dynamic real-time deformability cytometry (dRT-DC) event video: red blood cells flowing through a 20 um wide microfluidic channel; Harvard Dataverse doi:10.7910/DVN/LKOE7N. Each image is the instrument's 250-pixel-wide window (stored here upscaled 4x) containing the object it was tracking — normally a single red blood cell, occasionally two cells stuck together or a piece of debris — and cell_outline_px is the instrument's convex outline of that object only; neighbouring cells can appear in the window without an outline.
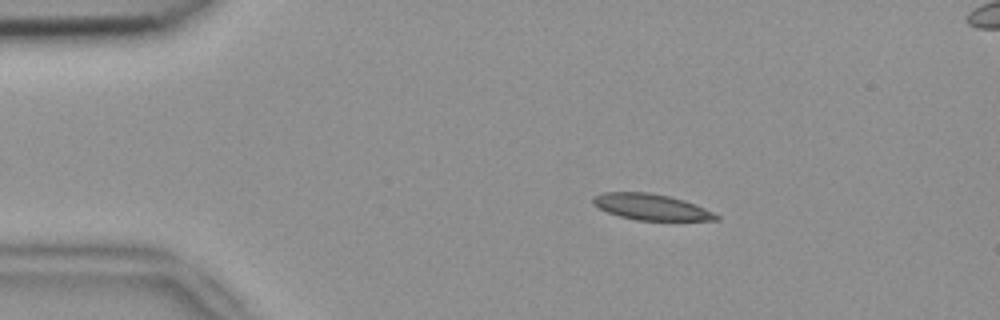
{"species": "common noctule bat (a hibernating species)", "species_latin": "Nyctalus noctula", "temperature_condition": "room temperature", "stored_images_in_passage": 53, "camera_frame_rate_fps": 3000, "um_per_image_px": 0.085, "animal": {"sex": "female", "body_mass_g": 18.4}, "frame": {"image": 1, "passage_image": 9, "time_ms": 2.667, "image_size_px": [1000, 320], "cell_outline_px": [[720, 220], [636, 220], [620, 216], [608, 212], [592, 204], [592, 196], [604, 192], [648, 192], [668, 196], [684, 200], [696, 204], [720, 216]], "centroid_in_image_um": [55.33, 17.58], "position_along_channel_um": 29.7, "area_um2": 18.61}}
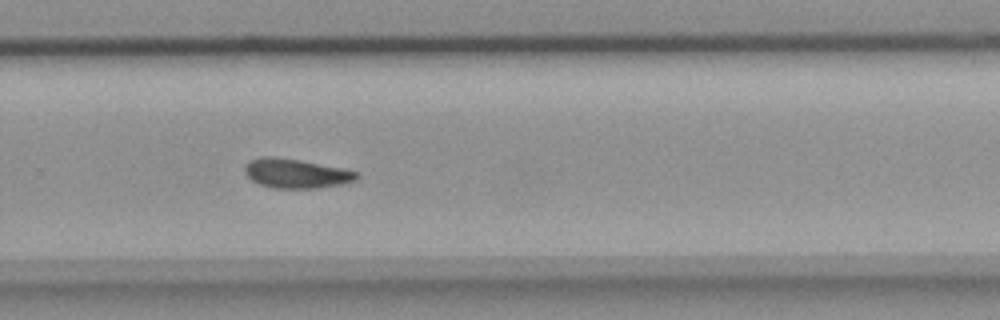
{"frame": {"image": 2, "passage_image": 35, "time_ms": 11.333, "image_size_px": [1000, 320], "cell_outline_px": [[360, 176], [356, 180], [344, 184], [320, 188], [272, 188], [260, 184], [252, 180], [244, 172], [244, 164], [252, 160], [264, 156], [276, 156], [300, 160], [344, 168], [360, 172]], "centroid_in_image_um": [25.21, 14.74], "position_along_channel_um": 304.6, "area_um2": 19.42}}
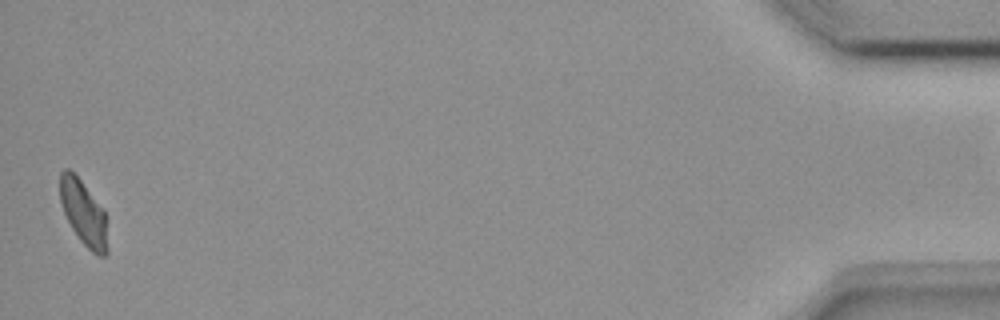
{"frame": {"image": 3, "passage_image": 52, "time_ms": 17.0, "image_size_px": [1000, 320], "cell_outline_px": [[108, 252], [104, 256], [96, 256], [80, 240], [72, 228], [64, 212], [60, 200], [60, 172], [64, 168], [68, 168], [80, 180], [104, 208], [108, 248]], "centroid_in_image_um": [7.12, 18.11], "position_along_channel_um": 428.1, "area_um2": 17.92}}